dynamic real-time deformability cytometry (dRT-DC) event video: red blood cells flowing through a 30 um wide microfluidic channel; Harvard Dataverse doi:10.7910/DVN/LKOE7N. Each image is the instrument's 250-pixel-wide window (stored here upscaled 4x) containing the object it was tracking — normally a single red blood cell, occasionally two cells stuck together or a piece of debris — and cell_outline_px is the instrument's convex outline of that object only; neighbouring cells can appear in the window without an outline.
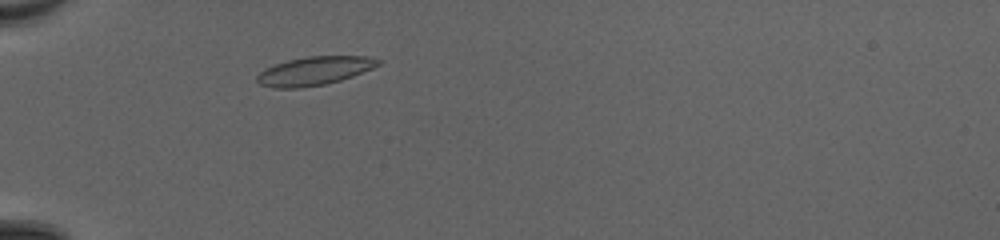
{"species": "common noctule bat (a hibernating species)", "species_latin": "Nyctalus noctula", "temperature_condition": "cold", "stored_images_in_passage": 35, "camera_frame_rate_fps": 3000, "um_per_image_px": 0.085, "animal": {"sex": "female", "body_mass_g": 20.0, "forearm_length_mm": 54.0}, "frame": {"image": 1, "passage_image": 2, "time_ms": 0.333, "image_size_px": [1000, 240], "cell_outline_px": [[384, 60], [380, 64], [372, 68], [352, 76], [340, 80], [324, 84], [300, 88], [272, 88], [260, 84], [256, 80], [256, 76], [264, 68], [288, 60], [308, 56], [368, 56]], "centroid_in_image_um": [26.72, 6.02], "position_along_channel_um": 58.3, "area_um2": 20.17}}
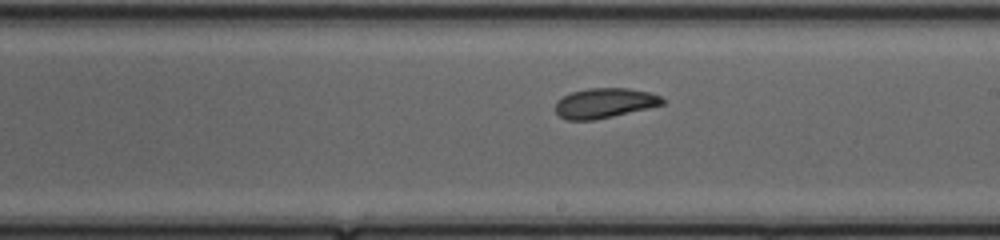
{"frame": {"image": 2, "passage_image": 16, "time_ms": 5.0, "image_size_px": [1000, 240], "cell_outline_px": [[664, 104], [596, 120], [568, 120], [560, 116], [556, 112], [556, 100], [572, 92], [588, 88], [628, 88], [648, 92], [660, 96], [664, 100]], "centroid_in_image_um": [51.37, 8.76], "position_along_channel_um": 237.6, "area_um2": 18.5}}
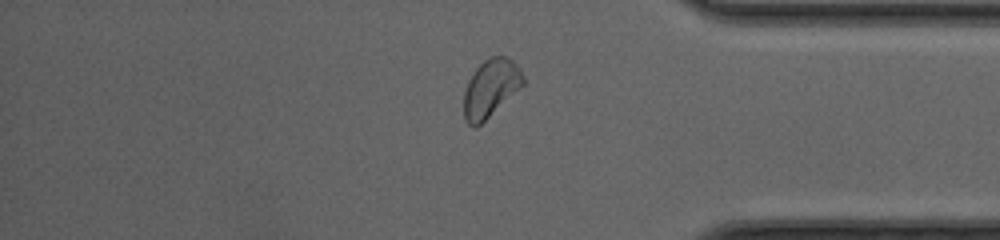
{"frame": {"image": 3, "passage_image": 28, "time_ms": 9.0, "image_size_px": [1000, 240], "cell_outline_px": [[524, 84], [476, 128], [472, 128], [468, 124], [464, 116], [464, 92], [468, 80], [476, 68], [484, 60], [492, 56], [508, 56], [520, 68], [524, 76]], "centroid_in_image_um": [41.7, 7.48], "position_along_channel_um": 393.5, "area_um2": 19.83}, "authors_computed_cell_mechanics": {"area_um2": 19.363, "velocity_mm_per_s": 4.1843, "shape_relaxation_time_tau1_ms": 4.4901, "shape_relaxation_time_tau2_ms": 2.3973, "deformation_change_tau1": 0.148, "deformation_change_tau2": 0.0745}}